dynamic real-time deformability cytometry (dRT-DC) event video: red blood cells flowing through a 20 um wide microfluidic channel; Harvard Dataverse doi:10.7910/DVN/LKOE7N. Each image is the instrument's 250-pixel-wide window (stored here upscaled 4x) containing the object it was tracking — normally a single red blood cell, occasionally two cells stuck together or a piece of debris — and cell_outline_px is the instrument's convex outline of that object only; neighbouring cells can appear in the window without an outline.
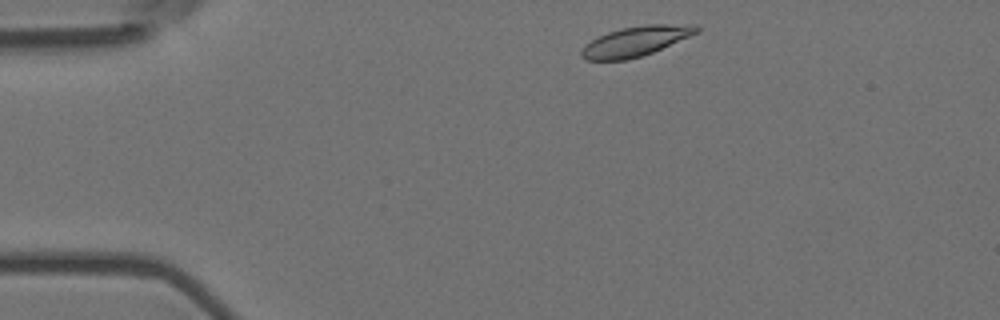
{"species": "Egyptian fruit bat (a non-hibernating species)", "species_latin": "Rousettus aegyptiacus", "temperature_condition": "room temperature", "stored_images_in_passage": 3, "camera_frame_rate_fps": 3000, "um_per_image_px": 0.085, "animal": {"sex": "female"}, "frame": {"image": 1, "passage_image": 1, "time_ms": 0.0, "image_size_px": [1000, 320], "cell_outline_px": [[700, 28], [696, 32], [688, 36], [652, 52], [628, 60], [584, 60], [580, 56], [580, 52], [584, 44], [608, 32], [620, 28], [648, 24], [696, 24]], "centroid_in_image_um": [53.97, 3.5], "position_along_channel_um": 31.0, "area_um2": 19.83}}
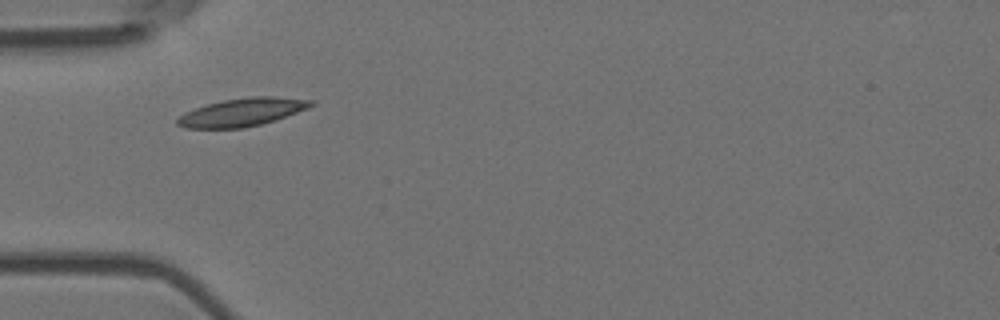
{"frame": {"image": 2, "passage_image": 3, "time_ms": 0.667, "image_size_px": [1000, 320], "cell_outline_px": [[316, 104], [308, 108], [260, 124], [244, 128], [184, 128], [176, 124], [176, 120], [184, 112], [208, 104], [224, 100], [252, 96], [276, 96], [316, 100]], "centroid_in_image_um": [20.59, 9.52], "position_along_channel_um": 64.4, "area_um2": 21.68}}